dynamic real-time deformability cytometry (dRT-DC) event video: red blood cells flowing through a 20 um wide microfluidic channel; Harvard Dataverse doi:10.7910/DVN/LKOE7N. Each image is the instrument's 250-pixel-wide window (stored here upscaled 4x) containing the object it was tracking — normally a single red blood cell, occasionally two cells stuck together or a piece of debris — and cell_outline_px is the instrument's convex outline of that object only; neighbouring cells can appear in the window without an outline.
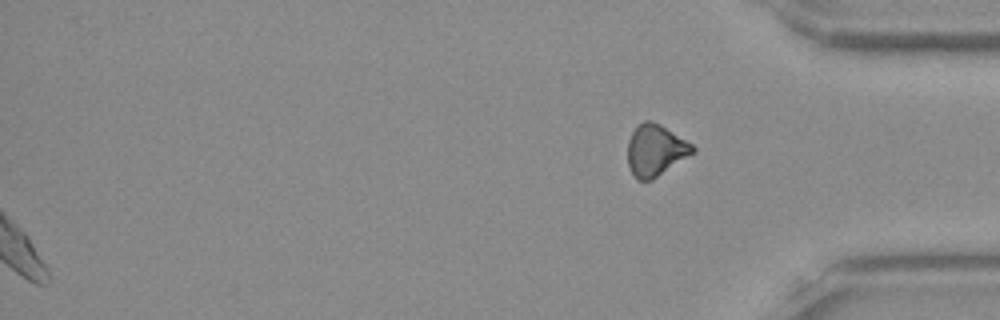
{"species": "Egyptian fruit bat (a non-hibernating species)", "species_latin": "Rousettus aegyptiacus", "temperature_condition": "room temperature", "stored_images_in_passage": 38, "segment_of_instrument_passage": [2, 2], "camera_frame_rate_fps": 3000, "um_per_image_px": 0.085, "frame": {"image": 1, "passage_image": 38, "time_ms": 12.333, "image_size_px": [1000, 320], "cell_outline_px": [[696, 152], [652, 180], [636, 180], [632, 176], [628, 164], [628, 140], [632, 132], [644, 120], [648, 120], [660, 124], [692, 144], [696, 148]], "centroid_in_image_um": [55.72, 12.8], "position_along_channel_um": 379.5, "area_um2": 19.54}}